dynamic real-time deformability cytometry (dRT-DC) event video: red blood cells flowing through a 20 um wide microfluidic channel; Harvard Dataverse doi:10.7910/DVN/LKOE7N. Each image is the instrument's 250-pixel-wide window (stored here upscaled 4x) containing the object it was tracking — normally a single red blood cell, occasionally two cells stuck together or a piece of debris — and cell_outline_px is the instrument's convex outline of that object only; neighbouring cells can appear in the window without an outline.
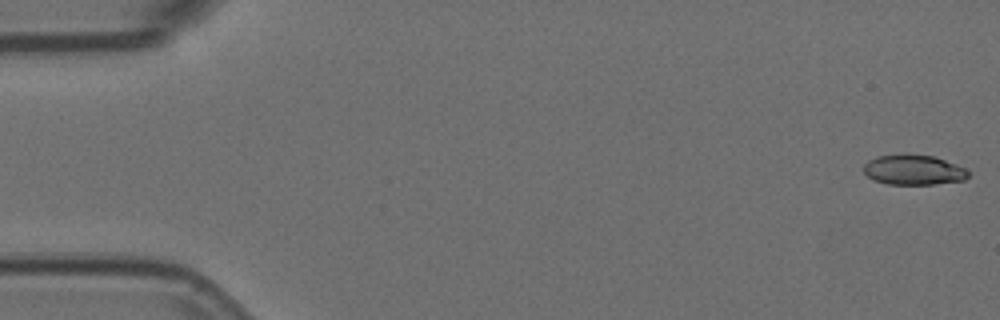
{"species": "Egyptian fruit bat (a non-hibernating species)", "species_latin": "Rousettus aegyptiacus", "temperature_condition": "room temperature", "stored_images_in_passage": 4, "camera_frame_rate_fps": 3000, "um_per_image_px": 0.085, "animal": {"sex": "female"}, "frame": {"image": 1, "passage_image": 1, "time_ms": 0.0, "image_size_px": [1000, 320], "cell_outline_px": [[968, 176], [964, 180], [932, 184], [888, 184], [872, 180], [864, 172], [864, 164], [868, 160], [876, 156], [904, 152], [908, 152], [932, 156], [968, 168]], "centroid_in_image_um": [77.62, 14.41], "position_along_channel_um": 7.4, "area_um2": 18.73}}
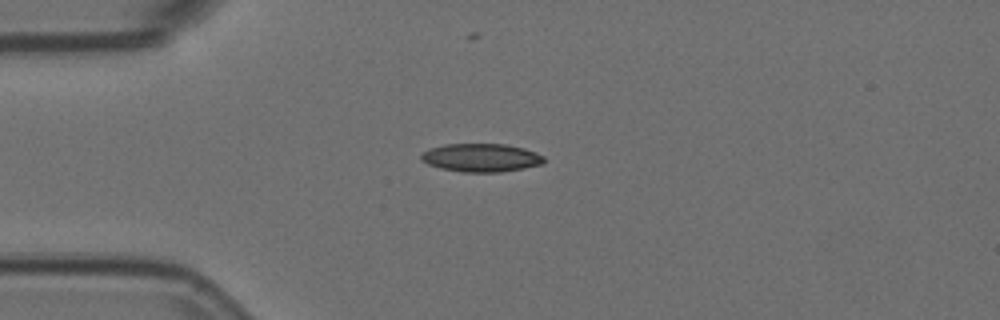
{"frame": {"image": 2, "passage_image": 4, "time_ms": 1.0, "image_size_px": [1000, 320], "cell_outline_px": [[544, 164], [524, 168], [500, 172], [464, 172], [440, 168], [428, 164], [420, 160], [420, 156], [428, 148], [444, 144], [504, 144], [524, 148], [536, 152], [544, 156]], "centroid_in_image_um": [40.9, 13.4], "position_along_channel_um": 44.1, "area_um2": 20.35}}